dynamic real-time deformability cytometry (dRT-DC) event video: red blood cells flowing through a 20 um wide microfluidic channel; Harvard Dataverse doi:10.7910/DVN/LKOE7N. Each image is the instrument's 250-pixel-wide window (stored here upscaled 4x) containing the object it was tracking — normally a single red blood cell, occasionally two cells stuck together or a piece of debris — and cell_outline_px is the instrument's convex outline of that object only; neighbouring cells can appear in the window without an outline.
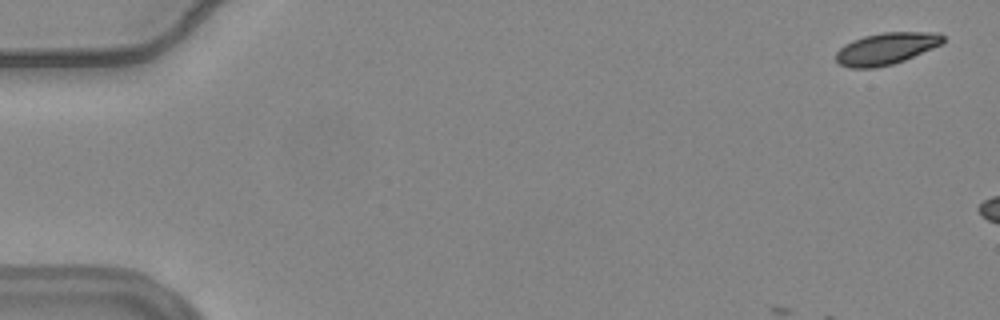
{"species": "common noctule bat (a hibernating species)", "species_latin": "Nyctalus noctula", "temperature_condition": "warm", "stored_images_in_passage": 6, "camera_frame_rate_fps": 3000, "um_per_image_px": 0.085, "animal": {"sex": "female", "body_mass_g": 24.6, "forearm_length_mm": 56.2}, "frame": {"image": 1, "passage_image": 2, "time_ms": 0.333, "image_size_px": [1000, 320], "cell_outline_px": [[944, 40], [940, 44], [932, 48], [904, 60], [892, 64], [876, 68], [848, 68], [840, 64], [836, 60], [836, 52], [844, 44], [852, 40], [864, 36], [884, 32], [940, 32], [944, 36]], "centroid_in_image_um": [75.3, 4.13], "position_along_channel_um": 9.7, "area_um2": 19.83}}